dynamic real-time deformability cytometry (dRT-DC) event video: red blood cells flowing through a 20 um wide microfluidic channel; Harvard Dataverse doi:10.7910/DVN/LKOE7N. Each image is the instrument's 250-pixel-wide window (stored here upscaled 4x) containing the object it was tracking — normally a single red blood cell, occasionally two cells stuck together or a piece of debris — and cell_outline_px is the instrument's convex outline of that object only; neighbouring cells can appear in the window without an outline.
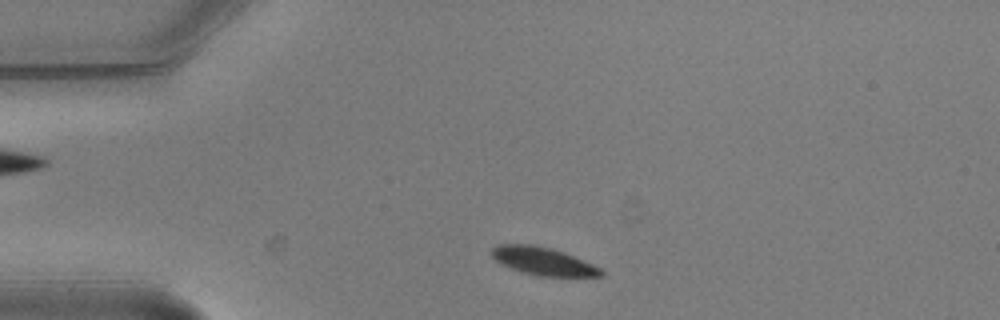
{"species": "common noctule bat (a hibernating species)", "species_latin": "Nyctalus noctula", "temperature_condition": "warm", "stored_images_in_passage": 2, "camera_frame_rate_fps": 3000, "um_per_image_px": 0.085, "animal": {"sex": "male", "body_mass_g": 20.5, "forearm_length_mm": 52.5}, "frame": {"image": 1, "passage_image": 1, "time_ms": 0.0, "image_size_px": [1000, 320], "cell_outline_px": [[604, 276], [536, 276], [520, 272], [508, 268], [500, 264], [488, 252], [492, 248], [500, 244], [532, 244], [552, 248], [592, 264], [600, 268], [604, 272]], "centroid_in_image_um": [46.09, 22.2], "position_along_channel_um": 38.9, "area_um2": 17.86}}